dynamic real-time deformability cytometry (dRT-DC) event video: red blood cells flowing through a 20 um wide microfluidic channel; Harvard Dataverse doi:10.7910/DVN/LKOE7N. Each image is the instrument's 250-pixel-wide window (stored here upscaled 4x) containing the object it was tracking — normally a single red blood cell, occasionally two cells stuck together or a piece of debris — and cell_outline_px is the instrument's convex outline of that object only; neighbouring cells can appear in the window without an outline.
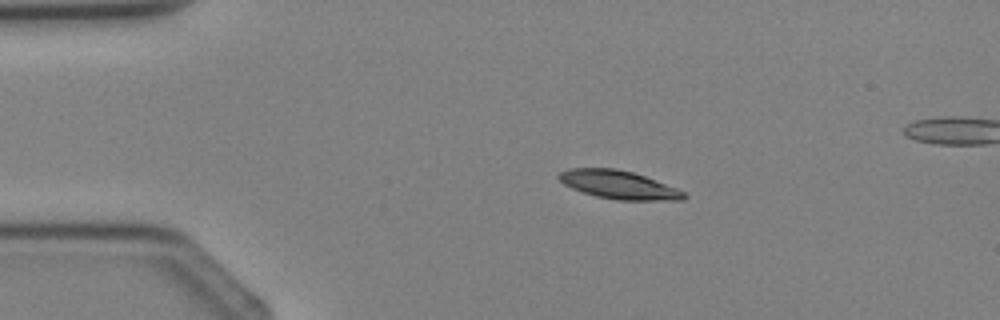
{"species": "Egyptian fruit bat (a non-hibernating species)", "species_latin": "Rousettus aegyptiacus", "temperature_condition": "cold", "stored_images_in_passage": 3, "camera_frame_rate_fps": 3000, "um_per_image_px": 0.085, "animal": {"sex": "female"}, "frame": {"image": 1, "passage_image": 1, "time_ms": 0.0, "image_size_px": [1000, 320], "cell_outline_px": [[688, 196], [684, 200], [616, 200], [596, 196], [572, 188], [564, 184], [556, 176], [560, 172], [568, 168], [616, 168], [632, 172], [644, 176], [676, 188], [684, 192]], "centroid_in_image_um": [52.58, 15.7], "position_along_channel_um": 32.4, "area_um2": 20.52}}